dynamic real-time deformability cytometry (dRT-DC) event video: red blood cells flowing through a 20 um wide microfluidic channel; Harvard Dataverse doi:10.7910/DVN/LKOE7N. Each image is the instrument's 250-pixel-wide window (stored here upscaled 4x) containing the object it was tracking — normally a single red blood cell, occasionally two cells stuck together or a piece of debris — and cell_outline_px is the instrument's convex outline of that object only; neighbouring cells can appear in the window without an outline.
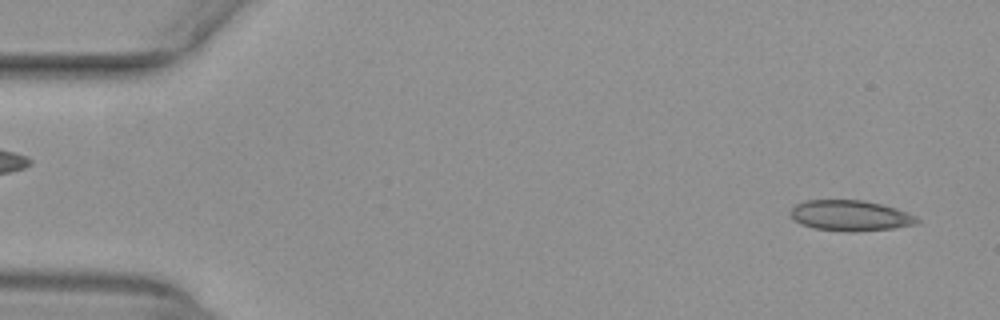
{"species": "common noctule bat (a hibernating species)", "species_latin": "Nyctalus noctula", "temperature_condition": "warm", "stored_images_in_passage": 49, "camera_frame_rate_fps": 3000, "um_per_image_px": 0.085, "animal": {"sex": "female", "body_mass_g": 29.2, "forearm_length_mm": 56.3}, "frame": {"image": 1, "passage_image": 3, "time_ms": 0.667, "image_size_px": [1000, 320], "cell_outline_px": [[920, 220], [916, 224], [892, 228], [856, 232], [844, 232], [812, 228], [800, 224], [792, 220], [788, 216], [788, 212], [796, 204], [804, 200], [864, 200], [896, 208], [916, 216]], "centroid_in_image_um": [72.2, 18.33], "position_along_channel_um": 12.8, "area_um2": 22.95}}
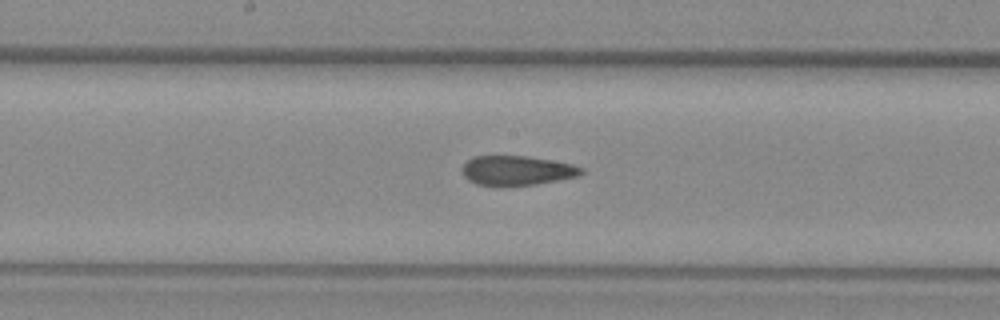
{"frame": {"image": 2, "passage_image": 27, "time_ms": 8.667, "image_size_px": [1000, 320], "cell_outline_px": [[584, 172], [580, 176], [536, 184], [504, 188], [496, 188], [476, 184], [468, 180], [464, 176], [460, 168], [472, 156], [528, 156], [572, 164], [584, 168]], "centroid_in_image_um": [43.9, 14.53], "position_along_channel_um": 204.3, "area_um2": 21.21}}
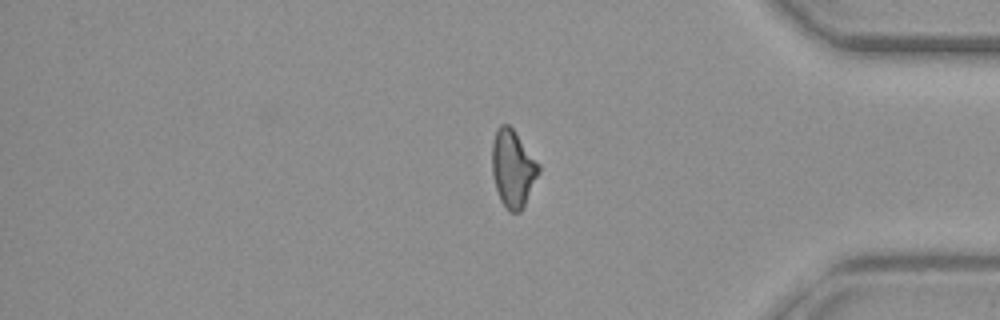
{"frame": {"image": 3, "passage_image": 43, "time_ms": 14.0, "image_size_px": [1000, 320], "cell_outline_px": [[540, 172], [524, 208], [520, 212], [508, 212], [504, 208], [500, 200], [496, 188], [492, 172], [492, 140], [496, 128], [500, 124], [508, 124], [516, 132], [540, 164]], "centroid_in_image_um": [43.6, 14.33], "position_along_channel_um": 391.6, "area_um2": 21.44}}